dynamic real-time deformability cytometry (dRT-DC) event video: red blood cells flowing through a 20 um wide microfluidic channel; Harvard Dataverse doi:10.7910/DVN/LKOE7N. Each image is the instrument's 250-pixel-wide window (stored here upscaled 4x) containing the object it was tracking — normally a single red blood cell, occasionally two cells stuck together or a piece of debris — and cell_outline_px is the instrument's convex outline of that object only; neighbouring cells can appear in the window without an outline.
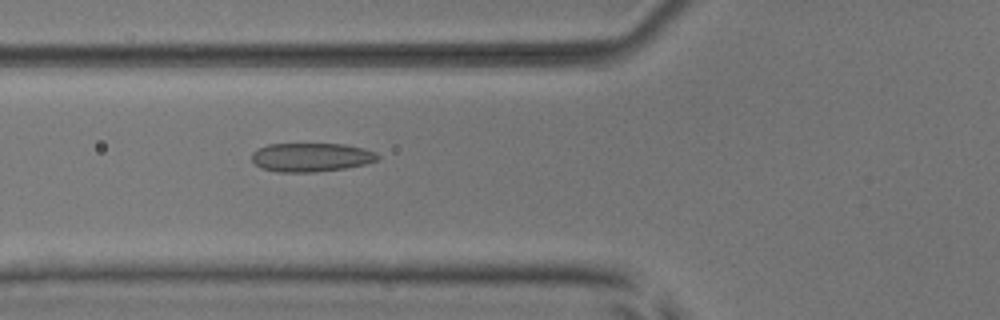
{"species": "common noctule bat (a hibernating species)", "species_latin": "Nyctalus noctula", "temperature_condition": "room temperature", "stored_images_in_passage": 42, "camera_frame_rate_fps": 3000, "um_per_image_px": 0.085, "animal": {"sex": "male", "body_mass_g": 17.9, "forearm_length_mm": 54.2}, "frame": {"image": 1, "passage_image": 11, "time_ms": 3.333, "image_size_px": [1000, 320], "cell_outline_px": [[380, 160], [364, 164], [344, 168], [316, 172], [276, 172], [260, 168], [252, 160], [252, 152], [256, 148], [268, 144], [344, 144], [364, 148], [376, 152], [380, 156]], "centroid_in_image_um": [26.44, 13.37], "position_along_channel_um": 99.4, "area_um2": 21.33}}
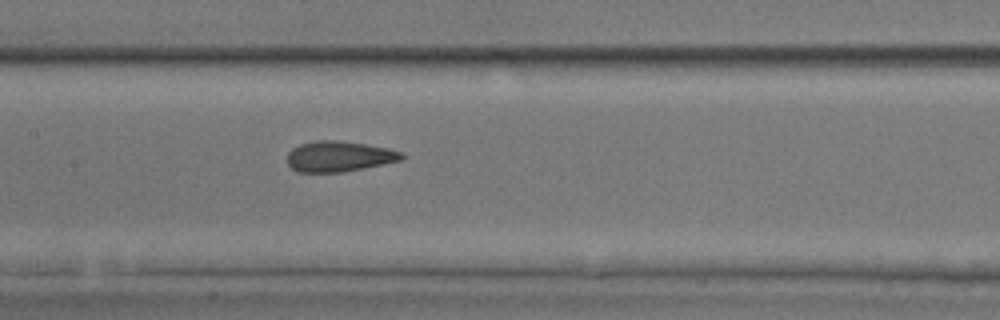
{"frame": {"image": 2, "passage_image": 17, "time_ms": 5.333, "image_size_px": [1000, 320], "cell_outline_px": [[404, 160], [344, 172], [296, 172], [288, 164], [288, 152], [292, 148], [300, 144], [316, 140], [336, 140], [364, 144], [388, 148], [400, 152], [404, 156]], "centroid_in_image_um": [28.81, 13.3], "position_along_channel_um": 178.6, "area_um2": 20.4}}
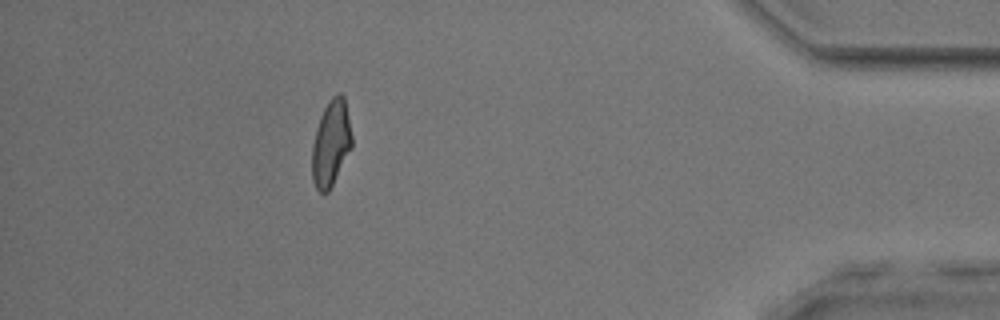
{"frame": {"image": 3, "passage_image": 38, "time_ms": 12.333, "image_size_px": [1000, 320], "cell_outline_px": [[352, 148], [328, 192], [320, 192], [316, 188], [312, 180], [312, 144], [316, 128], [320, 116], [328, 100], [336, 92], [340, 92], [344, 96], [352, 136]], "centroid_in_image_um": [28.13, 12.15], "position_along_channel_um": 407.1, "area_um2": 20.06}, "authors_computed_cell_mechanics": {"area_um2": 20.5479, "velocity_mm_per_s": 3.9581, "shape_relaxation_time_tau1_ms": 8.4222, "shape_relaxation_time_tau2_ms": 1.4117, "deformation_change_tau1": 0.194, "deformation_change_tau2": 0.0809}}